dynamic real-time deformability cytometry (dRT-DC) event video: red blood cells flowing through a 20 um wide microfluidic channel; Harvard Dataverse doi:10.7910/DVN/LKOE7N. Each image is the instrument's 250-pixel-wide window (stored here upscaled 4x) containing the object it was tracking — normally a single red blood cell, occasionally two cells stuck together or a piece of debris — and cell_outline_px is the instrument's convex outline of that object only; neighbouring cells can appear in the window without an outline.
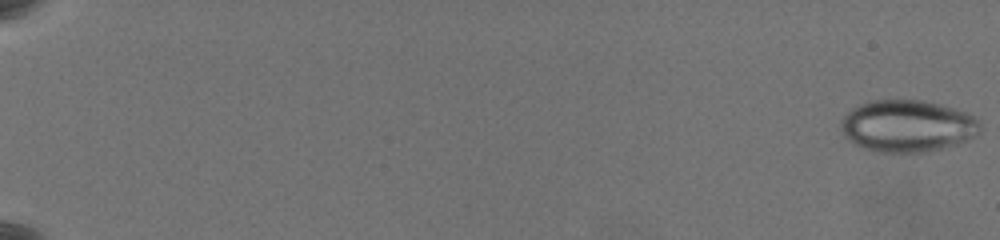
{"species": "common noctule bat (a hibernating species)", "species_latin": "Nyctalus noctula", "temperature_condition": "warm", "stored_images_in_passage": 63, "camera_frame_rate_fps": 3000, "um_per_image_px": 0.085, "animal": {"sex": "female", "body_mass_g": 19.5, "forearm_length_mm": 54.1}, "frame": {"image": 1, "passage_image": 1, "time_ms": 0.0, "image_size_px": [1000, 240], "cell_outline_px": [[980, 132], [976, 136], [968, 140], [956, 144], [924, 152], [880, 152], [864, 148], [848, 140], [844, 136], [840, 128], [840, 120], [852, 108], [860, 104], [872, 100], [924, 100], [956, 108], [968, 112], [980, 124]], "centroid_in_image_um": [77.13, 10.7], "position_along_channel_um": 7.9, "area_um2": 42.25}}
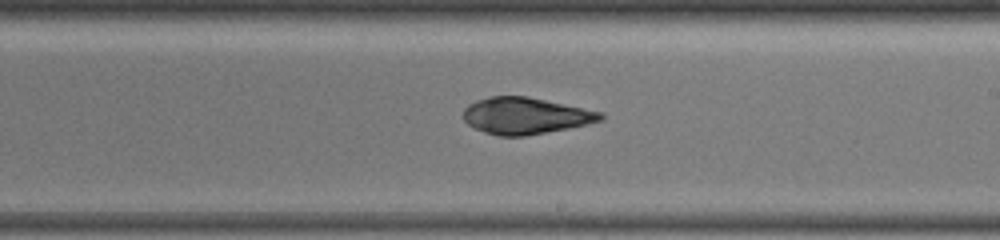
{"frame": {"image": 2, "passage_image": 41, "time_ms": 13.333, "image_size_px": [1000, 240], "cell_outline_px": [[604, 120], [568, 128], [524, 136], [500, 136], [484, 132], [472, 128], [464, 120], [464, 108], [468, 104], [476, 100], [492, 96], [528, 96], [604, 112]], "centroid_in_image_um": [44.67, 9.83], "position_along_channel_um": 244.3, "area_um2": 29.36}}
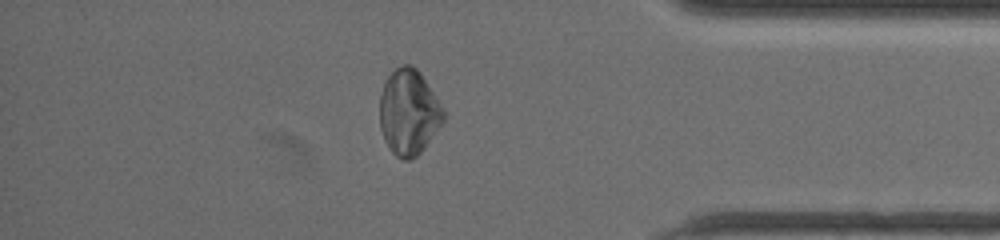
{"frame": {"image": 3, "passage_image": 56, "time_ms": 18.333, "image_size_px": [1000, 240], "cell_outline_px": [[444, 120], [424, 148], [412, 160], [400, 160], [388, 148], [384, 140], [380, 128], [380, 96], [384, 80], [396, 68], [404, 64], [412, 64], [420, 72], [440, 104], [444, 112]], "centroid_in_image_um": [34.71, 9.55], "position_along_channel_um": 400.5, "area_um2": 31.73}}